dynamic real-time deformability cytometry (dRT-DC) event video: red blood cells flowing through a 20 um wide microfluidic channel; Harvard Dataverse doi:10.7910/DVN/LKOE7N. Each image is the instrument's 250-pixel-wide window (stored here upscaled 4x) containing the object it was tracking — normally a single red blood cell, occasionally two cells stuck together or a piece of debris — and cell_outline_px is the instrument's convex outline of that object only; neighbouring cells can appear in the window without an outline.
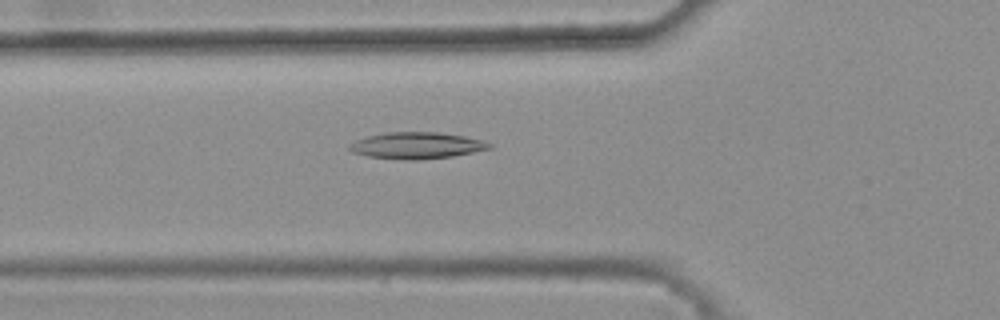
{"species": "common noctule bat (a hibernating species)", "species_latin": "Nyctalus noctula", "temperature_condition": "warm", "stored_images_in_passage": 46, "camera_frame_rate_fps": 3000, "um_per_image_px": 0.085, "animal": {"sex": "female", "body_mass_g": 25.1}, "frame": {"image": 1, "passage_image": 18, "time_ms": 5.667, "image_size_px": [1000, 320], "cell_outline_px": [[492, 148], [452, 156], [416, 160], [408, 160], [368, 156], [352, 152], [348, 148], [348, 144], [356, 140], [368, 136], [388, 132], [436, 132], [464, 136], [480, 140], [492, 144]], "centroid_in_image_um": [35.39, 12.36], "position_along_channel_um": 90.4, "area_um2": 21.39}}
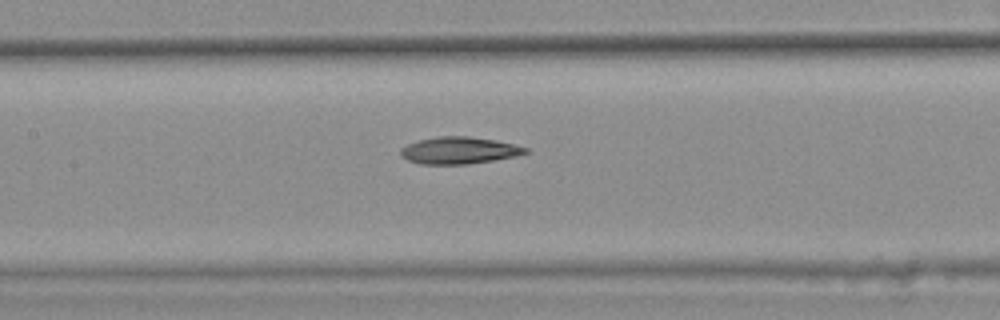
{"frame": {"image": 2, "passage_image": 24, "time_ms": 7.667, "image_size_px": [1000, 320], "cell_outline_px": [[528, 152], [516, 156], [492, 160], [464, 164], [420, 164], [408, 160], [400, 156], [400, 148], [408, 144], [420, 140], [440, 136], [468, 136], [496, 140], [528, 148]], "centroid_in_image_um": [38.99, 12.78], "position_along_channel_um": 168.4, "area_um2": 19.42}}
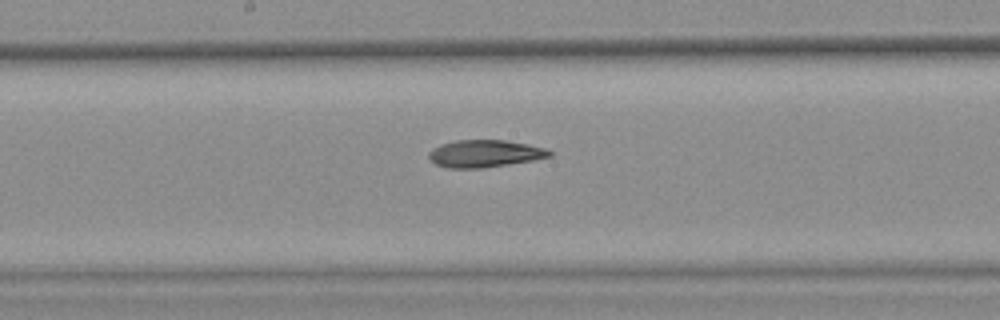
{"frame": {"image": 3, "passage_image": 27, "time_ms": 8.667, "image_size_px": [1000, 320], "cell_outline_px": [[552, 156], [532, 160], [508, 164], [480, 168], [444, 168], [436, 164], [428, 156], [428, 152], [432, 148], [440, 144], [456, 140], [504, 140], [528, 144], [544, 148], [552, 152]], "centroid_in_image_um": [41.16, 13.05], "position_along_channel_um": 207.0, "area_um2": 19.13}, "authors_computed_cell_mechanics": {"area_um2": 19.7965, "velocity_mm_per_s": 3.8788, "shape_relaxation_time_tau1_ms": null, "shape_relaxation_time_tau2_ms": 5.3402, "deformation_change_tau1": null, "deformation_change_tau2": 0.1406}}